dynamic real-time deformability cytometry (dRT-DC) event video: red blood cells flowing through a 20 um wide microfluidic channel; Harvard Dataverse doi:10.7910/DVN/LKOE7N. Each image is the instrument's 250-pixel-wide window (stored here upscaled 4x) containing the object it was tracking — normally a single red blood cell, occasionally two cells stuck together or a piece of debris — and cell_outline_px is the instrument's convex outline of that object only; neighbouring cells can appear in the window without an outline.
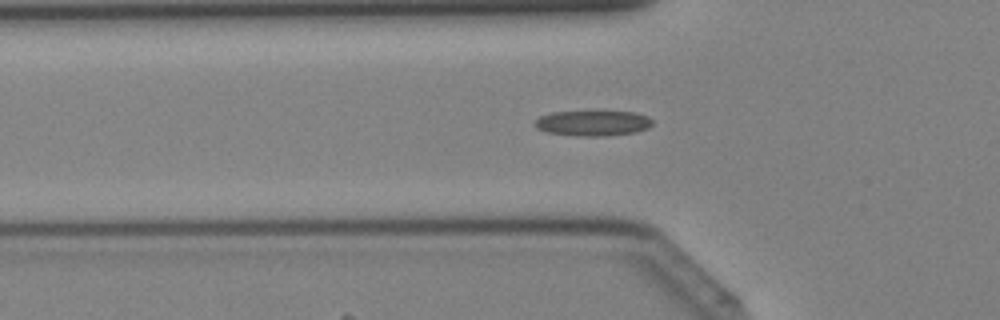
{"species": "Egyptian fruit bat (a non-hibernating species)", "species_latin": "Rousettus aegyptiacus", "temperature_condition": "cold", "stored_images_in_passage": 40, "camera_frame_rate_fps": 3000, "um_per_image_px": 0.085, "animal": {"sex": "female"}, "frame": {"image": 1, "passage_image": 13, "time_ms": 4.0, "image_size_px": [1000, 320], "cell_outline_px": [[652, 124], [648, 128], [636, 132], [608, 136], [576, 136], [544, 132], [536, 128], [532, 124], [540, 116], [552, 112], [632, 112], [648, 116], [652, 120]], "centroid_in_image_um": [50.36, 10.48], "position_along_channel_um": 75.4, "area_um2": 17.46}}
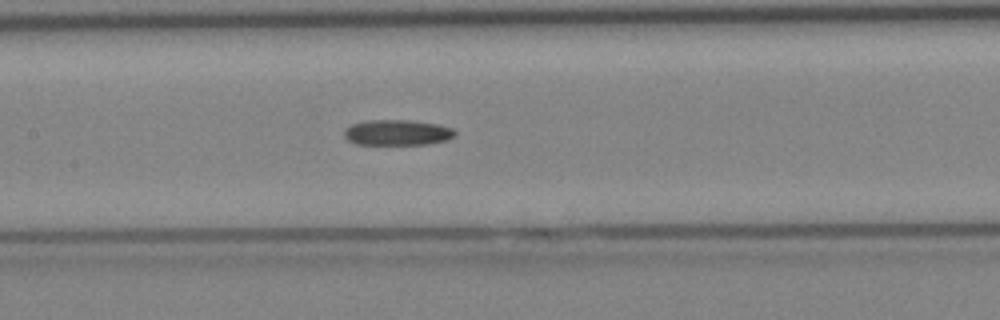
{"frame": {"image": 2, "passage_image": 19, "time_ms": 6.0, "image_size_px": [1000, 320], "cell_outline_px": [[456, 136], [448, 140], [428, 144], [356, 144], [348, 140], [344, 136], [344, 128], [352, 124], [368, 120], [408, 120], [436, 124], [452, 128], [456, 132]], "centroid_in_image_um": [33.77, 11.27], "position_along_channel_um": 173.6, "area_um2": 16.53}}
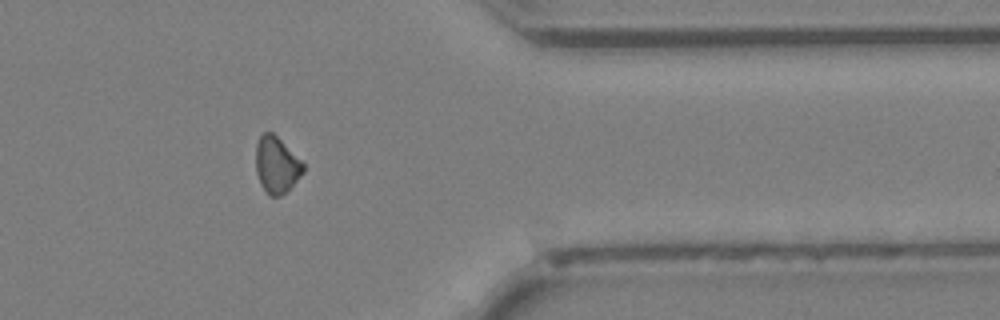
{"frame": {"image": 3, "passage_image": 33, "time_ms": 10.667, "image_size_px": [1000, 320], "cell_outline_px": [[304, 172], [280, 196], [268, 196], [260, 184], [256, 172], [256, 144], [260, 136], [264, 132], [272, 132], [304, 164]], "centroid_in_image_um": [23.47, 14.03], "position_along_channel_um": 387.9, "area_um2": 15.26}}